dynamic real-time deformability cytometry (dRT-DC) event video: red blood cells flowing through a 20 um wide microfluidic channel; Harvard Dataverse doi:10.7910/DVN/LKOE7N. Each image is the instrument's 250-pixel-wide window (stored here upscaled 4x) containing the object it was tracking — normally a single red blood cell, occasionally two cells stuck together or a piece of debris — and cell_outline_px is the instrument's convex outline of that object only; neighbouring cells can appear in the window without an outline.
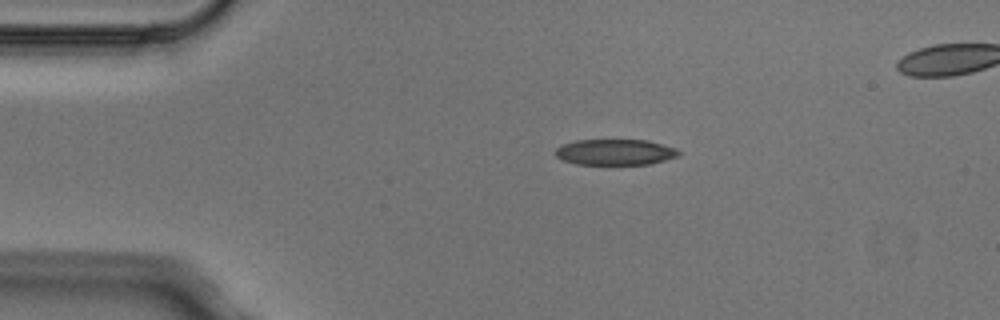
{"species": "Egyptian fruit bat (a non-hibernating species)", "species_latin": "Rousettus aegyptiacus", "temperature_condition": "cold", "stored_images_in_passage": 4, "segment_of_instrument_passage": [1, 2], "camera_frame_rate_fps": 3000, "um_per_image_px": 0.085, "animal": {"sex": "male"}, "frame": {"image": 1, "passage_image": 2, "time_ms": 0.333, "image_size_px": [1000, 320], "cell_outline_px": [[680, 156], [652, 164], [576, 164], [564, 160], [556, 156], [556, 148], [564, 144], [576, 140], [648, 140], [664, 144], [676, 148], [680, 152]], "centroid_in_image_um": [52.35, 12.93], "position_along_channel_um": 32.6, "area_um2": 18.61}}